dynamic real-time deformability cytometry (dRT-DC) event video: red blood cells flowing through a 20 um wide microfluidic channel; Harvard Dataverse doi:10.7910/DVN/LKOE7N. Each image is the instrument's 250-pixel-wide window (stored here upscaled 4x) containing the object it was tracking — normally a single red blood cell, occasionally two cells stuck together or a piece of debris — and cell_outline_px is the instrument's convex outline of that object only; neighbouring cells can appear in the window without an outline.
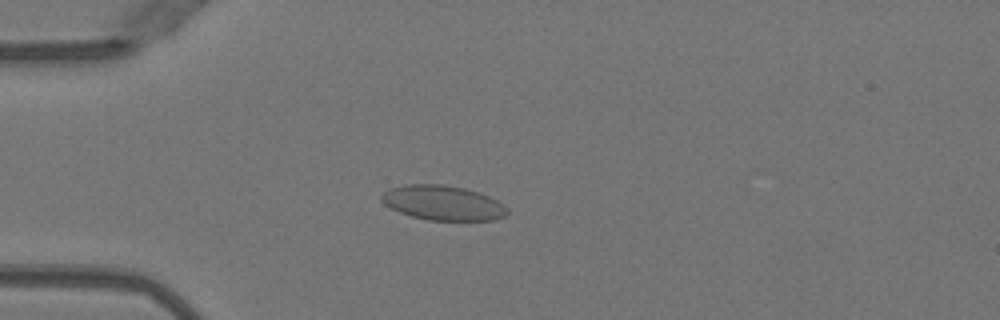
{"species": "Egyptian fruit bat (a non-hibernating species)", "species_latin": "Rousettus aegyptiacus", "temperature_condition": "warm", "stored_images_in_passage": 50, "camera_frame_rate_fps": 3000, "um_per_image_px": 0.085, "animal": {"sex": "female"}, "frame": {"image": 1, "passage_image": 13, "time_ms": 4.0, "image_size_px": [1000, 320], "cell_outline_px": [[508, 212], [504, 216], [496, 220], [428, 220], [412, 216], [400, 212], [384, 204], [380, 200], [380, 196], [388, 188], [404, 184], [440, 184], [464, 188], [488, 196], [504, 204], [508, 208]], "centroid_in_image_um": [37.63, 17.24], "position_along_channel_um": 47.4, "area_um2": 25.43}}
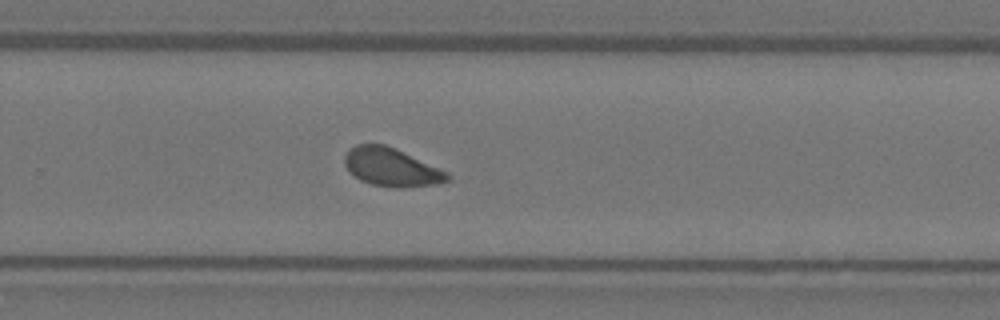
{"frame": {"image": 2, "passage_image": 33, "time_ms": 10.667, "image_size_px": [1000, 320], "cell_outline_px": [[452, 180], [440, 184], [404, 188], [396, 188], [372, 184], [360, 180], [348, 172], [344, 164], [344, 156], [348, 148], [356, 144], [384, 144], [396, 148], [448, 172], [452, 176]], "centroid_in_image_um": [33.28, 14.22], "position_along_channel_um": 296.5, "area_um2": 23.41}}
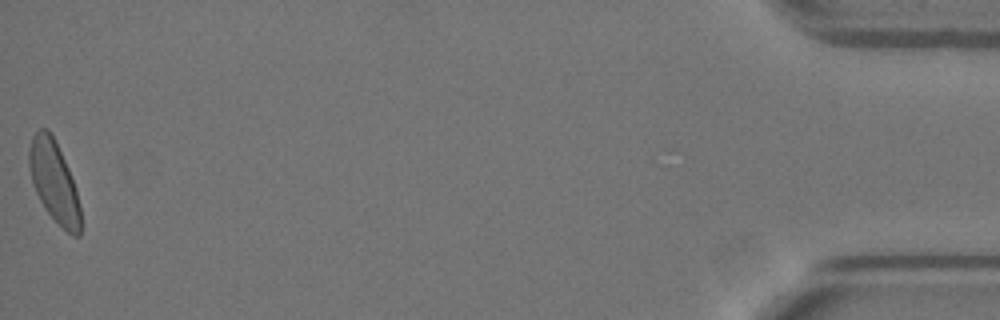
{"frame": {"image": 3, "passage_image": 50, "time_ms": 16.333, "image_size_px": [1000, 320], "cell_outline_px": [[80, 236], [72, 236], [44, 208], [36, 192], [32, 180], [28, 164], [28, 152], [32, 136], [40, 128], [48, 128], [68, 168], [76, 188], [80, 208]], "centroid_in_image_um": [4.58, 15.43], "position_along_channel_um": 430.6, "area_um2": 23.87}, "authors_computed_cell_mechanics": {"area_um2": 23.8714, "velocity_mm_per_s": 4.0021, "shape_relaxation_time_tau1_ms": 2.074, "shape_relaxation_time_tau2_ms": null, "deformation_change_tau1": 0.0831, "deformation_change_tau2": null}}